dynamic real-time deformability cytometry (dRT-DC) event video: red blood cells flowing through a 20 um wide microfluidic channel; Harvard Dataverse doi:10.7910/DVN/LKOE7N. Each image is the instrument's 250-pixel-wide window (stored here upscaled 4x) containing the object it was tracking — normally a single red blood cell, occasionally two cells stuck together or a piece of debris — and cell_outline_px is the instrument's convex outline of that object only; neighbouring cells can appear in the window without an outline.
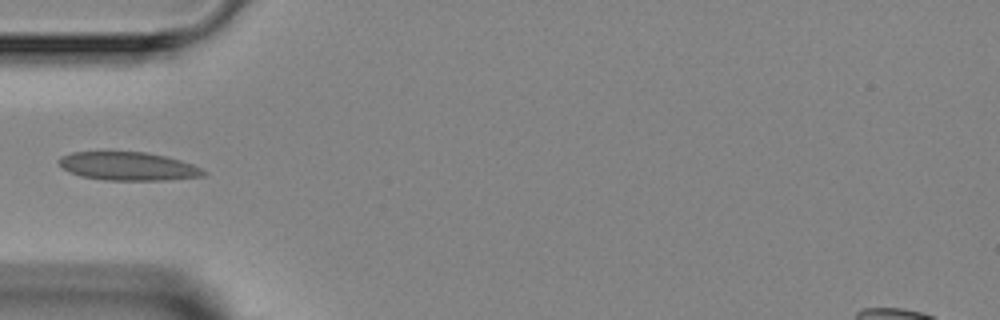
{"species": "Egyptian fruit bat (a non-hibernating species)", "species_latin": "Rousettus aegyptiacus", "temperature_condition": "room temperature", "stored_images_in_passage": 3, "camera_frame_rate_fps": 3000, "um_per_image_px": 0.085, "animal": {"sex": "female"}, "frame": {"image": 1, "passage_image": 3, "time_ms": 3.333, "image_size_px": [1000, 320], "cell_outline_px": [[208, 172], [204, 176], [164, 180], [108, 180], [80, 176], [64, 168], [56, 160], [60, 156], [72, 152], [144, 152], [164, 156], [180, 160], [192, 164]], "centroid_in_image_um": [10.89, 14.13], "position_along_channel_um": 74.1, "area_um2": 23.7}}